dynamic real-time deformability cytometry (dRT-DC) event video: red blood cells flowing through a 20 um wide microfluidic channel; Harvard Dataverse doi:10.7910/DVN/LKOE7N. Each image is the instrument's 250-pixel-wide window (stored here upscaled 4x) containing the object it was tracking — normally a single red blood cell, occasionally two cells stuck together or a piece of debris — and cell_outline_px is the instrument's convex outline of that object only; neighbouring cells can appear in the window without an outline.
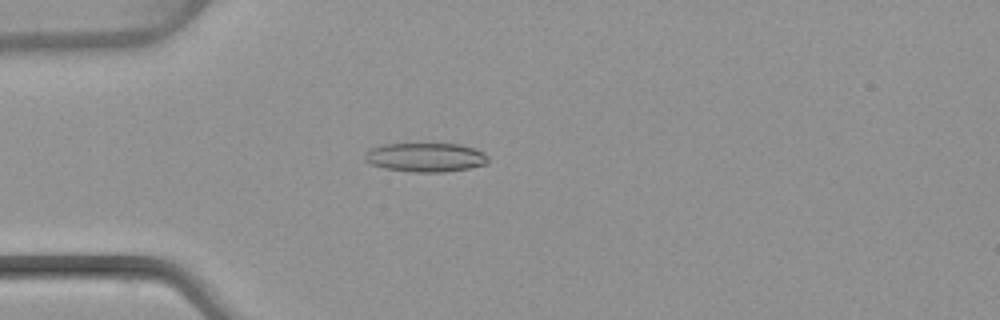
{"species": "common noctule bat (a hibernating species)", "species_latin": "Nyctalus noctula", "temperature_condition": "warm", "stored_images_in_passage": 50, "camera_frame_rate_fps": 3000, "um_per_image_px": 0.085, "animal": {"sex": "female", "body_mass_g": 22.7, "forearm_length_mm": 54.2}, "frame": {"image": 1, "passage_image": 14, "time_ms": 4.333, "image_size_px": [1000, 320], "cell_outline_px": [[488, 164], [468, 168], [444, 172], [412, 172], [384, 168], [372, 164], [364, 160], [364, 152], [372, 148], [384, 144], [460, 144], [476, 148], [484, 152], [488, 156]], "centroid_in_image_um": [36.2, 13.37], "position_along_channel_um": 48.8, "area_um2": 20.98}}
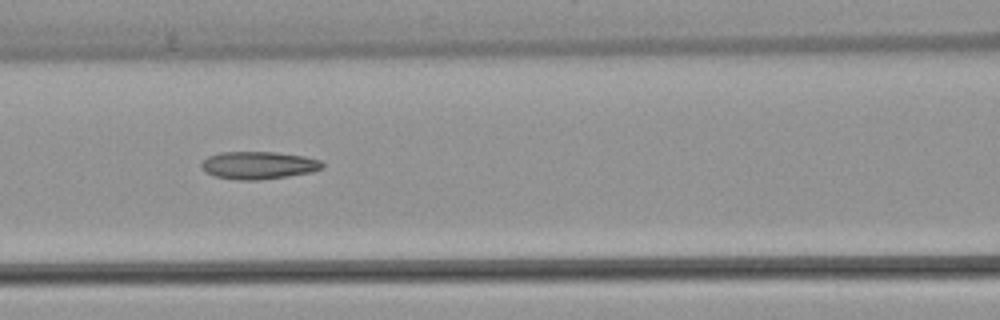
{"frame": {"image": 2, "passage_image": 22, "time_ms": 7.0, "image_size_px": [1000, 320], "cell_outline_px": [[324, 168], [312, 172], [288, 176], [260, 180], [240, 180], [216, 176], [204, 172], [200, 164], [208, 156], [220, 152], [276, 152], [304, 156], [320, 160], [324, 164]], "centroid_in_image_um": [21.99, 14.04], "position_along_channel_um": 144.6, "area_um2": 19.54}}
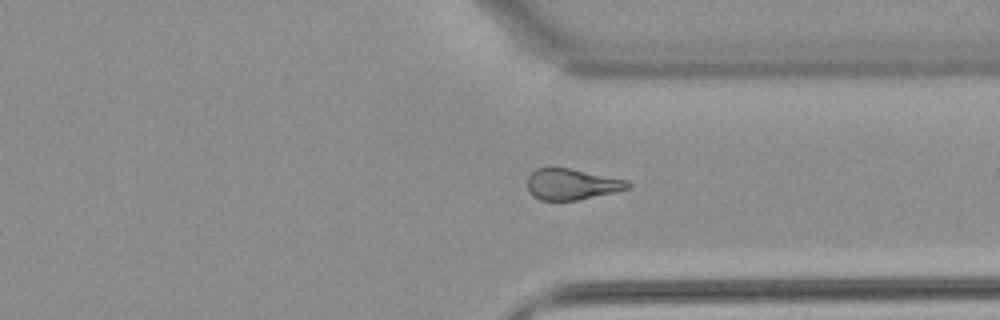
{"frame": {"image": 3, "passage_image": 38, "time_ms": 12.333, "image_size_px": [1000, 320], "cell_outline_px": [[632, 184], [628, 188], [616, 192], [576, 200], [540, 200], [532, 196], [528, 192], [528, 176], [536, 168], [568, 168], [628, 180]], "centroid_in_image_um": [48.59, 15.67], "position_along_channel_um": 362.8, "area_um2": 18.09}, "authors_computed_cell_mechanics": {"area_um2": 19.4786, "velocity_mm_per_s": 4.0969, "shape_relaxation_time_tau1_ms": null, "shape_relaxation_time_tau2_ms": 4.2282, "deformation_change_tau1": null, "deformation_change_tau2": 0.1581}}